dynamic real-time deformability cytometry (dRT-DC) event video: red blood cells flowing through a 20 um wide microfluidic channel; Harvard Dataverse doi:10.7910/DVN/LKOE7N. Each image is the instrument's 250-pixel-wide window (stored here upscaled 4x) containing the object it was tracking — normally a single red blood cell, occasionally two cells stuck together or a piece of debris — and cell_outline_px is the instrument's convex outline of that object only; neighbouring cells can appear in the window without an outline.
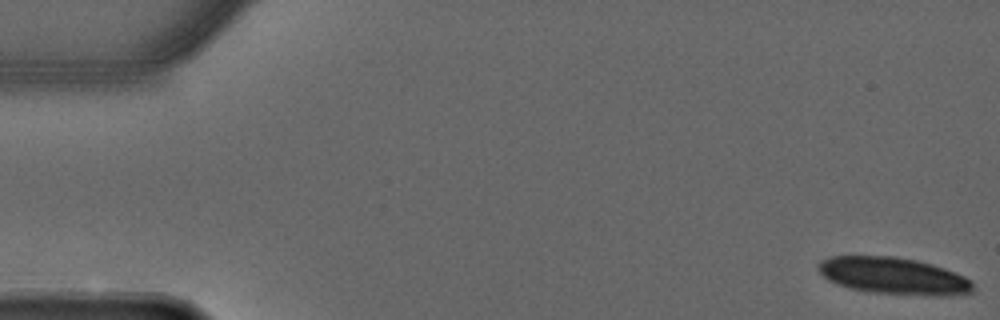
{"species": "common noctule bat (a hibernating species)", "species_latin": "Nyctalus noctula", "temperature_condition": "warm", "stored_images_in_passage": 11, "camera_frame_rate_fps": 3000, "um_per_image_px": 0.085, "animal": {"sex": "male", "forearm_length_mm": 52.5}, "frame": {"image": 1, "passage_image": 1, "time_ms": 0.0, "image_size_px": [1000, 320], "cell_outline_px": [[972, 292], [948, 296], [932, 296], [872, 292], [848, 288], [836, 284], [828, 280], [816, 268], [816, 264], [820, 260], [832, 256], [892, 256], [916, 260], [932, 264], [944, 268], [964, 276], [972, 280]], "centroid_in_image_um": [75.92, 23.45], "position_along_channel_um": 9.1, "area_um2": 33.41}}